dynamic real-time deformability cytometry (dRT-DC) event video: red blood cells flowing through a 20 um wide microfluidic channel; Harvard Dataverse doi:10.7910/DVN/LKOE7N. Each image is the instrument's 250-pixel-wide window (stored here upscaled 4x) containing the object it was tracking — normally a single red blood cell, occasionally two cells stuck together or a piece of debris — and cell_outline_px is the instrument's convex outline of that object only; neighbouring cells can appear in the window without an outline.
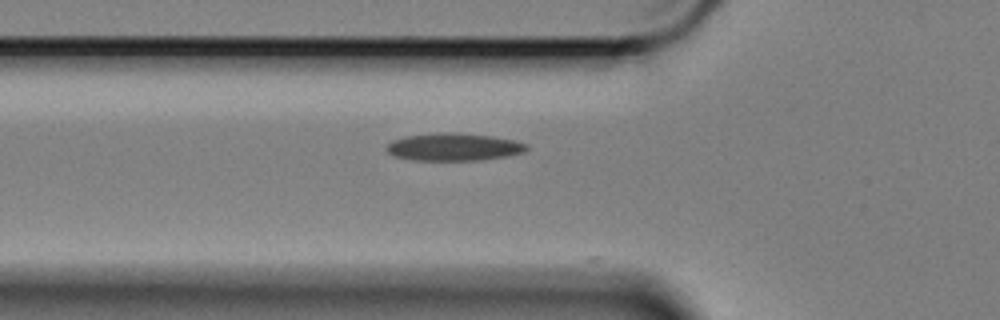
{"species": "Egyptian fruit bat (a non-hibernating species)", "species_latin": "Rousettus aegyptiacus", "temperature_condition": "cold", "stored_images_in_passage": 43, "camera_frame_rate_fps": 3000, "um_per_image_px": 0.085, "animal": {"sex": "female"}, "frame": {"image": 1, "passage_image": 10, "time_ms": 3.0, "image_size_px": [1000, 320], "cell_outline_px": [[528, 148], [524, 152], [504, 156], [480, 160], [416, 160], [396, 156], [388, 152], [384, 148], [392, 140], [404, 136], [444, 132], [452, 132], [492, 136], [516, 140], [528, 144]], "centroid_in_image_um": [38.57, 12.48], "position_along_channel_um": 87.2, "area_um2": 22.43}}
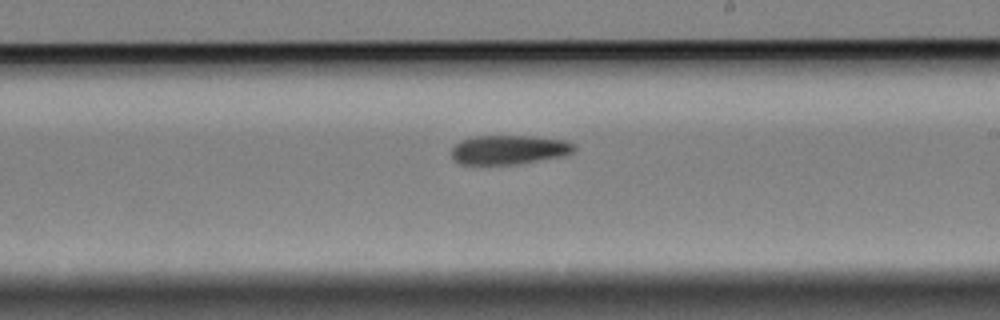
{"frame": {"image": 2, "passage_image": 24, "time_ms": 7.667, "image_size_px": [1000, 320], "cell_outline_px": [[576, 152], [564, 156], [516, 164], [460, 164], [452, 156], [452, 148], [460, 140], [476, 136], [536, 136], [564, 140], [576, 144]], "centroid_in_image_um": [43.33, 12.72], "position_along_channel_um": 245.7, "area_um2": 20.98}}
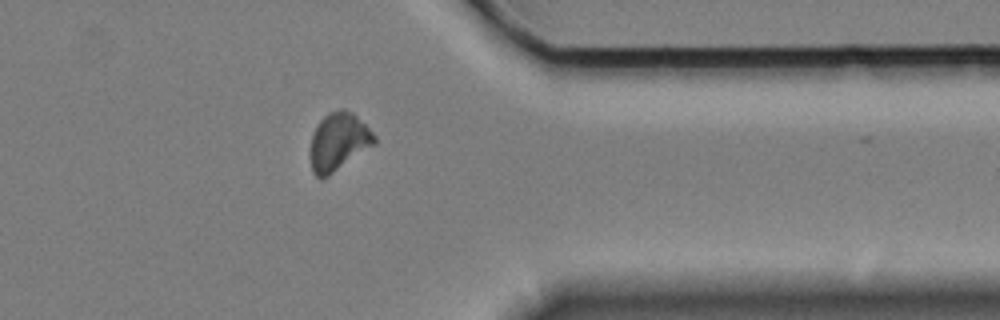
{"frame": {"image": 3, "passage_image": 37, "time_ms": 12.0, "image_size_px": [1000, 320], "cell_outline_px": [[376, 144], [328, 176], [320, 180], [312, 172], [312, 136], [320, 120], [328, 112], [340, 108], [344, 108], [352, 112], [376, 136]], "centroid_in_image_um": [28.8, 12.04], "position_along_channel_um": 382.6, "area_um2": 21.33}}